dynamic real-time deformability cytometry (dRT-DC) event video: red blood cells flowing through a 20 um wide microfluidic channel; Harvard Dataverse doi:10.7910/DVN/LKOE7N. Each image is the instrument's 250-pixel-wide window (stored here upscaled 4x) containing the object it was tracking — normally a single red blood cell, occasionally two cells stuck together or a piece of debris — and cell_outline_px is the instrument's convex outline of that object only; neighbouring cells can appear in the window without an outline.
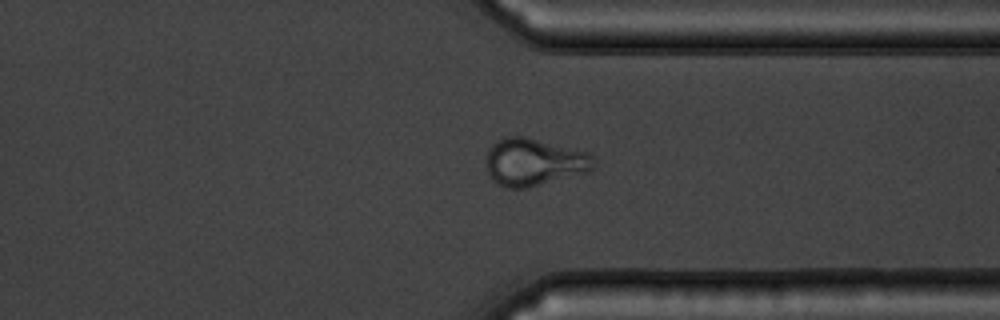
{"species": "common noctule bat (a hibernating species)", "species_latin": "Nyctalus noctula", "temperature_condition": "warm", "stored_images_in_passage": 42, "camera_frame_rate_fps": 3000, "um_per_image_px": 0.085, "animal": {"sex": "male", "body_mass_g": 19.5, "forearm_length_mm": 54.6}, "frame": {"image": 1, "passage_image": 30, "time_ms": 9.667, "image_size_px": [1000, 320], "cell_outline_px": [[596, 160], [592, 168], [588, 172], [524, 188], [508, 188], [500, 184], [488, 172], [488, 148], [496, 140], [508, 136], [524, 136], [588, 152]], "centroid_in_image_um": [45.42, 13.75], "position_along_channel_um": 366.0, "area_um2": 29.19}}